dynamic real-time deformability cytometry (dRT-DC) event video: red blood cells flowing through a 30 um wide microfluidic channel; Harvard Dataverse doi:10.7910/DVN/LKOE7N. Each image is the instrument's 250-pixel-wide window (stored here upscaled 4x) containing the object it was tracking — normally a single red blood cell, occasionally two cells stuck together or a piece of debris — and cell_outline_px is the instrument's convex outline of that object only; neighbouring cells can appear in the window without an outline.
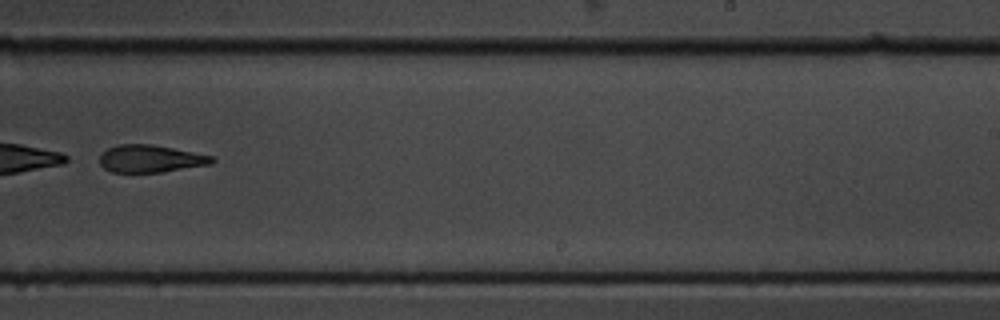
{"species": "common noctule bat (a hibernating species)", "species_latin": "Nyctalus noctula", "temperature_condition": "cold", "stored_images_in_passage": 12, "camera_frame_rate_fps": 3000, "um_per_image_px": 0.085, "animal": {"sex": "male", "body_mass_g": 19.5, "forearm_length_mm": 54.6}, "frame": {"image": 1, "passage_image": 7, "time_ms": 2.0, "image_size_px": [1000, 320], "cell_outline_px": [[216, 160], [212, 164], [164, 172], [112, 172], [104, 168], [100, 164], [100, 156], [108, 148], [120, 144], [152, 144], [212, 156]], "centroid_in_image_um": [12.81, 13.5], "position_along_channel_um": 276.2, "area_um2": 17.86}}